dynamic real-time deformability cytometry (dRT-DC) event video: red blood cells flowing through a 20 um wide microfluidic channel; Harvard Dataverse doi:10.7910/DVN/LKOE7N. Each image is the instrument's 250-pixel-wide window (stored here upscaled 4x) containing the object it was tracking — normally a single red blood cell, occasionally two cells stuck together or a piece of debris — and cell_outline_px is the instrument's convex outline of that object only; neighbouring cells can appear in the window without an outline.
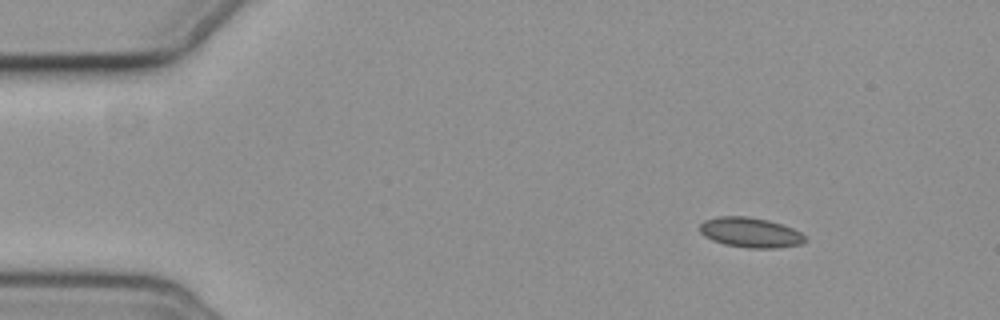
{"species": "common noctule bat (a hibernating species)", "species_latin": "Nyctalus noctula", "temperature_condition": "cold", "stored_images_in_passage": 5, "camera_frame_rate_fps": 3000, "um_per_image_px": 0.085, "animal": {"sex": "female", "body_mass_g": 19.3, "forearm_length_mm": 54.1}, "frame": {"image": 1, "passage_image": 3, "time_ms": 2.333, "image_size_px": [1000, 320], "cell_outline_px": [[808, 240], [804, 244], [780, 248], [748, 248], [724, 244], [712, 240], [704, 236], [700, 232], [700, 224], [704, 220], [720, 216], [744, 216], [768, 220], [792, 228], [808, 236]], "centroid_in_image_um": [63.83, 19.78], "position_along_channel_um": 21.2, "area_um2": 18.61}}
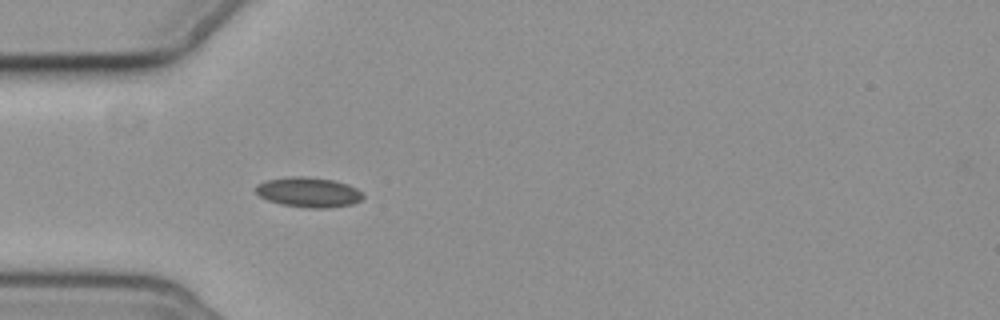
{"frame": {"image": 2, "passage_image": 5, "time_ms": 5.667, "image_size_px": [1000, 320], "cell_outline_px": [[364, 196], [360, 200], [352, 204], [328, 208], [308, 208], [280, 204], [268, 200], [260, 196], [256, 192], [256, 184], [268, 180], [292, 176], [304, 176], [332, 180], [348, 184], [356, 188]], "centroid_in_image_um": [26.22, 16.34], "position_along_channel_um": 58.8, "area_um2": 18.61}}